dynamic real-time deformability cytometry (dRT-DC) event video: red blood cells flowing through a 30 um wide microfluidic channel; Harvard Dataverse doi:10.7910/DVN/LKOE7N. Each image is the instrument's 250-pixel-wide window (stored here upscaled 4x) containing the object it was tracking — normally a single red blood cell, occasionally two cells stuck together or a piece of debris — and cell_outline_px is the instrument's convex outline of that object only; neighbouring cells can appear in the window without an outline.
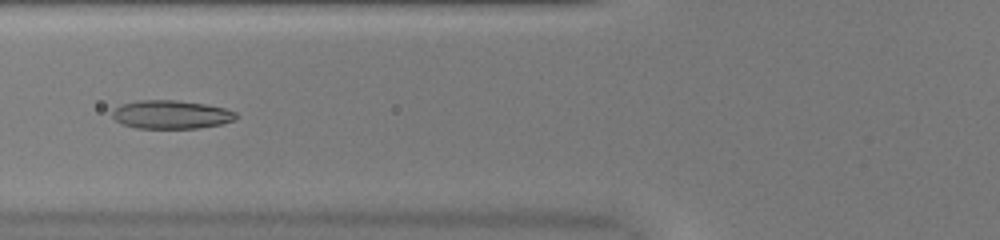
{"species": "common noctule bat (a hibernating species)", "species_latin": "Nyctalus noctula", "temperature_condition": "warm", "stored_images_in_passage": 51, "camera_frame_rate_fps": 3000, "um_per_image_px": 0.085, "animal": {"sex": "female", "body_mass_g": 20.0, "forearm_length_mm": 54.0}, "frame": {"image": 1, "passage_image": 21, "time_ms": 6.667, "image_size_px": [1000, 240], "cell_outline_px": [[240, 116], [236, 120], [220, 124], [196, 128], [136, 128], [124, 124], [116, 120], [112, 116], [112, 112], [120, 104], [140, 100], [176, 100], [208, 104], [224, 108], [236, 112]], "centroid_in_image_um": [14.59, 9.73], "position_along_channel_um": 111.2, "area_um2": 20.58}}
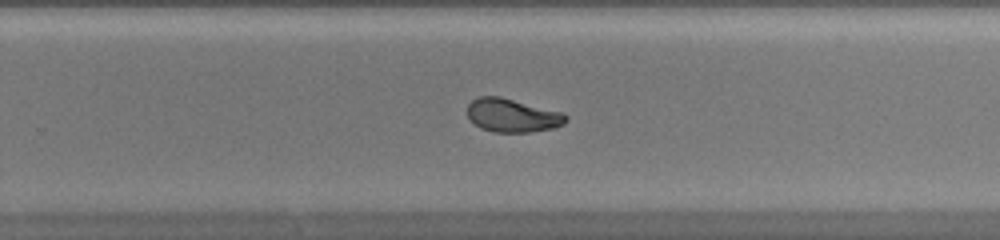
{"frame": {"image": 2, "passage_image": 34, "time_ms": 11.0, "image_size_px": [1000, 240], "cell_outline_px": [[568, 120], [564, 124], [552, 128], [528, 132], [496, 132], [480, 128], [468, 116], [468, 104], [472, 100], [480, 96], [500, 96], [560, 112], [568, 116]], "centroid_in_image_um": [43.54, 9.81], "position_along_channel_um": 286.3, "area_um2": 18.96}}
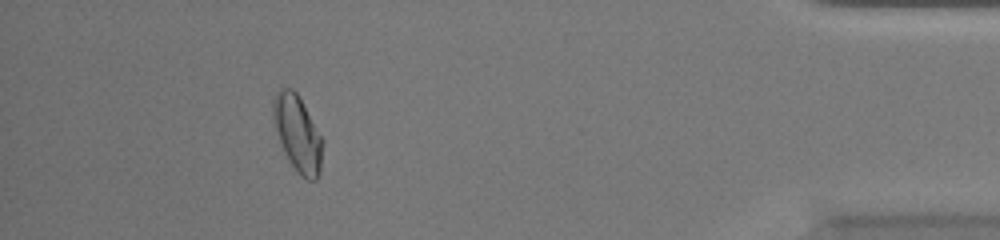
{"frame": {"image": 3, "passage_image": 47, "time_ms": 15.333, "image_size_px": [1000, 240], "cell_outline_px": [[324, 140], [320, 172], [316, 180], [308, 180], [300, 176], [296, 172], [288, 160], [284, 152], [276, 132], [272, 112], [272, 96], [280, 88], [292, 88], [296, 92]], "centroid_in_image_um": [25.29, 11.36], "position_along_channel_um": 409.9, "area_um2": 22.14}, "authors_computed_cell_mechanics": {"area_um2": 20.8658, "velocity_mm_per_s": 4.047, "shape_relaxation_time_tau1_ms": 7.4716, "shape_relaxation_time_tau2_ms": 1.8967, "deformation_change_tau1": 0.2126, "deformation_change_tau2": 0.0545}}